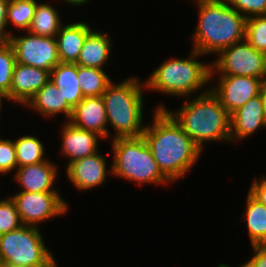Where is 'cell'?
Segmentation results:
<instances>
[{"mask_svg": "<svg viewBox=\"0 0 266 267\" xmlns=\"http://www.w3.org/2000/svg\"><path fill=\"white\" fill-rule=\"evenodd\" d=\"M143 137L159 170L170 181L184 177L203 152L165 109H156Z\"/></svg>", "mask_w": 266, "mask_h": 267, "instance_id": "1", "label": "cell"}, {"mask_svg": "<svg viewBox=\"0 0 266 267\" xmlns=\"http://www.w3.org/2000/svg\"><path fill=\"white\" fill-rule=\"evenodd\" d=\"M199 18L193 48L202 55L217 53L245 39L247 18L226 0H196Z\"/></svg>", "mask_w": 266, "mask_h": 267, "instance_id": "2", "label": "cell"}, {"mask_svg": "<svg viewBox=\"0 0 266 267\" xmlns=\"http://www.w3.org/2000/svg\"><path fill=\"white\" fill-rule=\"evenodd\" d=\"M197 96L175 112H169L162 104L157 109H165L201 150L205 141H231L230 114L217 96L210 87Z\"/></svg>", "mask_w": 266, "mask_h": 267, "instance_id": "3", "label": "cell"}, {"mask_svg": "<svg viewBox=\"0 0 266 267\" xmlns=\"http://www.w3.org/2000/svg\"><path fill=\"white\" fill-rule=\"evenodd\" d=\"M111 82L102 98L106 107L108 123L113 126L116 138L142 136L143 124V93L145 86L135 76L121 83ZM142 84V85H141Z\"/></svg>", "mask_w": 266, "mask_h": 267, "instance_id": "4", "label": "cell"}, {"mask_svg": "<svg viewBox=\"0 0 266 267\" xmlns=\"http://www.w3.org/2000/svg\"><path fill=\"white\" fill-rule=\"evenodd\" d=\"M199 56L202 54L192 49L189 59L171 58L164 61L144 82L145 89L170 96L195 93L211 80V64L197 60Z\"/></svg>", "mask_w": 266, "mask_h": 267, "instance_id": "5", "label": "cell"}, {"mask_svg": "<svg viewBox=\"0 0 266 267\" xmlns=\"http://www.w3.org/2000/svg\"><path fill=\"white\" fill-rule=\"evenodd\" d=\"M114 151L111 174L138 185L142 183L166 184L170 181L159 170L143 135L116 138L111 142Z\"/></svg>", "mask_w": 266, "mask_h": 267, "instance_id": "6", "label": "cell"}, {"mask_svg": "<svg viewBox=\"0 0 266 267\" xmlns=\"http://www.w3.org/2000/svg\"><path fill=\"white\" fill-rule=\"evenodd\" d=\"M39 230L38 226L22 225L0 235V263L25 267H57Z\"/></svg>", "mask_w": 266, "mask_h": 267, "instance_id": "7", "label": "cell"}, {"mask_svg": "<svg viewBox=\"0 0 266 267\" xmlns=\"http://www.w3.org/2000/svg\"><path fill=\"white\" fill-rule=\"evenodd\" d=\"M211 65V76H247L266 79V54L257 51L246 39L235 43L218 54Z\"/></svg>", "mask_w": 266, "mask_h": 267, "instance_id": "8", "label": "cell"}, {"mask_svg": "<svg viewBox=\"0 0 266 267\" xmlns=\"http://www.w3.org/2000/svg\"><path fill=\"white\" fill-rule=\"evenodd\" d=\"M58 193L20 191L11 196L23 225L37 227L38 223L65 214L68 203Z\"/></svg>", "mask_w": 266, "mask_h": 267, "instance_id": "9", "label": "cell"}, {"mask_svg": "<svg viewBox=\"0 0 266 267\" xmlns=\"http://www.w3.org/2000/svg\"><path fill=\"white\" fill-rule=\"evenodd\" d=\"M24 37H10L17 63L48 71L60 62L56 37L40 36L27 32Z\"/></svg>", "mask_w": 266, "mask_h": 267, "instance_id": "10", "label": "cell"}, {"mask_svg": "<svg viewBox=\"0 0 266 267\" xmlns=\"http://www.w3.org/2000/svg\"><path fill=\"white\" fill-rule=\"evenodd\" d=\"M219 77L218 87L214 84L210 89L230 115L251 98L260 95L263 79L247 76Z\"/></svg>", "mask_w": 266, "mask_h": 267, "instance_id": "11", "label": "cell"}, {"mask_svg": "<svg viewBox=\"0 0 266 267\" xmlns=\"http://www.w3.org/2000/svg\"><path fill=\"white\" fill-rule=\"evenodd\" d=\"M66 167L68 178L81 191L102 185L107 176L105 156L97 152L77 159Z\"/></svg>", "mask_w": 266, "mask_h": 267, "instance_id": "12", "label": "cell"}, {"mask_svg": "<svg viewBox=\"0 0 266 267\" xmlns=\"http://www.w3.org/2000/svg\"><path fill=\"white\" fill-rule=\"evenodd\" d=\"M69 122L76 127L95 132L103 139L109 137L110 132L106 128L108 126L106 107L102 96L84 97L73 108Z\"/></svg>", "mask_w": 266, "mask_h": 267, "instance_id": "13", "label": "cell"}, {"mask_svg": "<svg viewBox=\"0 0 266 267\" xmlns=\"http://www.w3.org/2000/svg\"><path fill=\"white\" fill-rule=\"evenodd\" d=\"M50 80L46 70L16 63L13 72L9 100L26 105L28 101Z\"/></svg>", "mask_w": 266, "mask_h": 267, "instance_id": "14", "label": "cell"}, {"mask_svg": "<svg viewBox=\"0 0 266 267\" xmlns=\"http://www.w3.org/2000/svg\"><path fill=\"white\" fill-rule=\"evenodd\" d=\"M261 127H266L260 95L251 98L246 104L230 115V139L243 140Z\"/></svg>", "mask_w": 266, "mask_h": 267, "instance_id": "15", "label": "cell"}, {"mask_svg": "<svg viewBox=\"0 0 266 267\" xmlns=\"http://www.w3.org/2000/svg\"><path fill=\"white\" fill-rule=\"evenodd\" d=\"M62 146L61 153L70 158L67 166L77 160L97 152L98 134L76 127L69 121H66L62 127Z\"/></svg>", "mask_w": 266, "mask_h": 267, "instance_id": "16", "label": "cell"}, {"mask_svg": "<svg viewBox=\"0 0 266 267\" xmlns=\"http://www.w3.org/2000/svg\"><path fill=\"white\" fill-rule=\"evenodd\" d=\"M15 172V180L19 183L21 191L24 192H57L53 188L56 176L58 174L57 167L49 160L18 167ZM52 187V188H51Z\"/></svg>", "mask_w": 266, "mask_h": 267, "instance_id": "17", "label": "cell"}, {"mask_svg": "<svg viewBox=\"0 0 266 267\" xmlns=\"http://www.w3.org/2000/svg\"><path fill=\"white\" fill-rule=\"evenodd\" d=\"M92 30V27L84 22L62 25L56 34L60 62L76 64L84 40Z\"/></svg>", "mask_w": 266, "mask_h": 267, "instance_id": "18", "label": "cell"}, {"mask_svg": "<svg viewBox=\"0 0 266 267\" xmlns=\"http://www.w3.org/2000/svg\"><path fill=\"white\" fill-rule=\"evenodd\" d=\"M25 106L35 109L45 117L63 113L67 121L70 120L73 112L59 89L50 80L35 93Z\"/></svg>", "mask_w": 266, "mask_h": 267, "instance_id": "19", "label": "cell"}, {"mask_svg": "<svg viewBox=\"0 0 266 267\" xmlns=\"http://www.w3.org/2000/svg\"><path fill=\"white\" fill-rule=\"evenodd\" d=\"M77 75L78 65L75 63L59 62L50 72V81L72 109L84 98Z\"/></svg>", "mask_w": 266, "mask_h": 267, "instance_id": "20", "label": "cell"}, {"mask_svg": "<svg viewBox=\"0 0 266 267\" xmlns=\"http://www.w3.org/2000/svg\"><path fill=\"white\" fill-rule=\"evenodd\" d=\"M111 45L108 35L92 30L84 40L76 64L83 67L104 68L110 56Z\"/></svg>", "mask_w": 266, "mask_h": 267, "instance_id": "21", "label": "cell"}, {"mask_svg": "<svg viewBox=\"0 0 266 267\" xmlns=\"http://www.w3.org/2000/svg\"><path fill=\"white\" fill-rule=\"evenodd\" d=\"M247 210L244 219L251 245L266 244V207L255 199L249 192L247 195Z\"/></svg>", "mask_w": 266, "mask_h": 267, "instance_id": "22", "label": "cell"}, {"mask_svg": "<svg viewBox=\"0 0 266 267\" xmlns=\"http://www.w3.org/2000/svg\"><path fill=\"white\" fill-rule=\"evenodd\" d=\"M52 5L37 3L35 14L27 32L35 35L56 37L62 26L60 14Z\"/></svg>", "mask_w": 266, "mask_h": 267, "instance_id": "23", "label": "cell"}, {"mask_svg": "<svg viewBox=\"0 0 266 267\" xmlns=\"http://www.w3.org/2000/svg\"><path fill=\"white\" fill-rule=\"evenodd\" d=\"M78 82L84 97L102 96L112 82L103 69L78 66Z\"/></svg>", "mask_w": 266, "mask_h": 267, "instance_id": "24", "label": "cell"}, {"mask_svg": "<svg viewBox=\"0 0 266 267\" xmlns=\"http://www.w3.org/2000/svg\"><path fill=\"white\" fill-rule=\"evenodd\" d=\"M18 167L46 161L42 142L31 135L22 136L14 141ZM45 158V159H44Z\"/></svg>", "mask_w": 266, "mask_h": 267, "instance_id": "25", "label": "cell"}, {"mask_svg": "<svg viewBox=\"0 0 266 267\" xmlns=\"http://www.w3.org/2000/svg\"><path fill=\"white\" fill-rule=\"evenodd\" d=\"M35 0H9L6 23H12L16 28L28 31L35 14Z\"/></svg>", "mask_w": 266, "mask_h": 267, "instance_id": "26", "label": "cell"}, {"mask_svg": "<svg viewBox=\"0 0 266 267\" xmlns=\"http://www.w3.org/2000/svg\"><path fill=\"white\" fill-rule=\"evenodd\" d=\"M16 63L11 44L9 42L0 43V91L7 95L8 100Z\"/></svg>", "mask_w": 266, "mask_h": 267, "instance_id": "27", "label": "cell"}, {"mask_svg": "<svg viewBox=\"0 0 266 267\" xmlns=\"http://www.w3.org/2000/svg\"><path fill=\"white\" fill-rule=\"evenodd\" d=\"M245 39L257 51L266 54V15L247 18Z\"/></svg>", "mask_w": 266, "mask_h": 267, "instance_id": "28", "label": "cell"}, {"mask_svg": "<svg viewBox=\"0 0 266 267\" xmlns=\"http://www.w3.org/2000/svg\"><path fill=\"white\" fill-rule=\"evenodd\" d=\"M22 225L23 223L11 196L0 200V235L18 229Z\"/></svg>", "mask_w": 266, "mask_h": 267, "instance_id": "29", "label": "cell"}, {"mask_svg": "<svg viewBox=\"0 0 266 267\" xmlns=\"http://www.w3.org/2000/svg\"><path fill=\"white\" fill-rule=\"evenodd\" d=\"M226 1L232 8L238 11L241 15H244L246 18L266 15V0H226Z\"/></svg>", "mask_w": 266, "mask_h": 267, "instance_id": "30", "label": "cell"}, {"mask_svg": "<svg viewBox=\"0 0 266 267\" xmlns=\"http://www.w3.org/2000/svg\"><path fill=\"white\" fill-rule=\"evenodd\" d=\"M18 168L15 144L12 140L0 139V174Z\"/></svg>", "mask_w": 266, "mask_h": 267, "instance_id": "31", "label": "cell"}, {"mask_svg": "<svg viewBox=\"0 0 266 267\" xmlns=\"http://www.w3.org/2000/svg\"><path fill=\"white\" fill-rule=\"evenodd\" d=\"M255 255L240 267H266V244L252 246Z\"/></svg>", "mask_w": 266, "mask_h": 267, "instance_id": "32", "label": "cell"}, {"mask_svg": "<svg viewBox=\"0 0 266 267\" xmlns=\"http://www.w3.org/2000/svg\"><path fill=\"white\" fill-rule=\"evenodd\" d=\"M9 0H0V43H7L10 41L11 32H6V18H7V7Z\"/></svg>", "mask_w": 266, "mask_h": 267, "instance_id": "33", "label": "cell"}, {"mask_svg": "<svg viewBox=\"0 0 266 267\" xmlns=\"http://www.w3.org/2000/svg\"><path fill=\"white\" fill-rule=\"evenodd\" d=\"M248 192L266 207V176L261 180L254 179Z\"/></svg>", "mask_w": 266, "mask_h": 267, "instance_id": "34", "label": "cell"}, {"mask_svg": "<svg viewBox=\"0 0 266 267\" xmlns=\"http://www.w3.org/2000/svg\"><path fill=\"white\" fill-rule=\"evenodd\" d=\"M260 98L262 101L263 113H264V118L266 122V79L263 80L262 85H261Z\"/></svg>", "mask_w": 266, "mask_h": 267, "instance_id": "35", "label": "cell"}, {"mask_svg": "<svg viewBox=\"0 0 266 267\" xmlns=\"http://www.w3.org/2000/svg\"><path fill=\"white\" fill-rule=\"evenodd\" d=\"M68 4L70 3L71 5H83L86 4L89 0H65Z\"/></svg>", "mask_w": 266, "mask_h": 267, "instance_id": "36", "label": "cell"}, {"mask_svg": "<svg viewBox=\"0 0 266 267\" xmlns=\"http://www.w3.org/2000/svg\"><path fill=\"white\" fill-rule=\"evenodd\" d=\"M0 267H25V266L14 265L11 263H0Z\"/></svg>", "mask_w": 266, "mask_h": 267, "instance_id": "37", "label": "cell"}, {"mask_svg": "<svg viewBox=\"0 0 266 267\" xmlns=\"http://www.w3.org/2000/svg\"><path fill=\"white\" fill-rule=\"evenodd\" d=\"M3 98L8 100L7 95H5L3 92L0 91V110H1V107H2V99Z\"/></svg>", "mask_w": 266, "mask_h": 267, "instance_id": "38", "label": "cell"}, {"mask_svg": "<svg viewBox=\"0 0 266 267\" xmlns=\"http://www.w3.org/2000/svg\"><path fill=\"white\" fill-rule=\"evenodd\" d=\"M218 267H229V266H227V265H225V264H220Z\"/></svg>", "mask_w": 266, "mask_h": 267, "instance_id": "39", "label": "cell"}]
</instances>
